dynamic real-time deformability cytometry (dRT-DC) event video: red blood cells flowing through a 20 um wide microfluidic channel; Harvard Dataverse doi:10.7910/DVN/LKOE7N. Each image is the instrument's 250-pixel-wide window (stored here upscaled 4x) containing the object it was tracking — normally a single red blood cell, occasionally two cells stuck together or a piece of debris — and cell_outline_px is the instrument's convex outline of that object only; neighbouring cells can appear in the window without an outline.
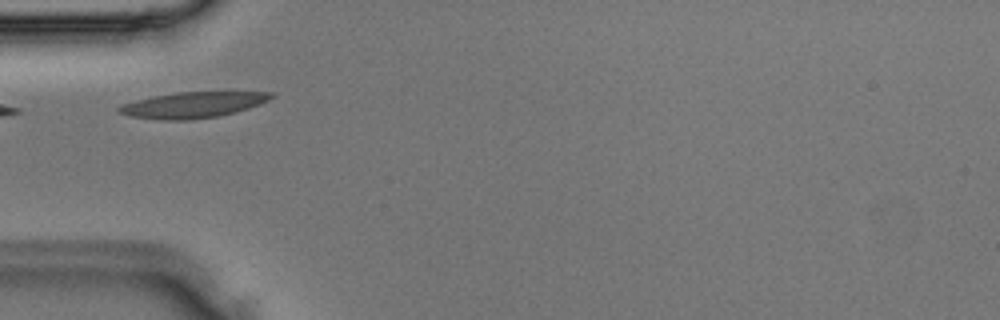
{"species": "Egyptian fruit bat (a non-hibernating species)", "species_latin": "Rousettus aegyptiacus", "temperature_condition": "room temperature", "stored_images_in_passage": 2, "camera_frame_rate_fps": 3000, "um_per_image_px": 0.085, "animal": {"sex": "male"}, "frame": {"image": 1, "passage_image": 2, "time_ms": 0.333, "image_size_px": [1000, 320], "cell_outline_px": [[276, 96], [260, 104], [236, 112], [216, 116], [188, 120], [160, 120], [128, 116], [116, 112], [116, 108], [124, 104], [136, 100], [152, 96], [176, 92], [276, 92]], "centroid_in_image_um": [16.38, 8.91], "position_along_channel_um": 68.6, "area_um2": 23.0}}